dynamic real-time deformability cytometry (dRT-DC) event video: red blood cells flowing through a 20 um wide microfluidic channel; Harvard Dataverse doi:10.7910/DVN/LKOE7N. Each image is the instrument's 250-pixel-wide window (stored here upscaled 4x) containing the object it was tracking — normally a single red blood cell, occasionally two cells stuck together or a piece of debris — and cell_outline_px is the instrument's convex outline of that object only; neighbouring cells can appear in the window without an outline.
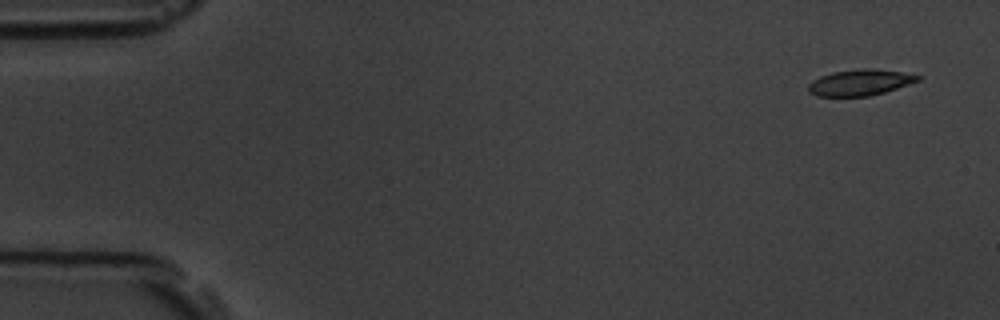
{"species": "common noctule bat (a hibernating species)", "species_latin": "Nyctalus noctula", "temperature_condition": "room temperature", "stored_images_in_passage": 5, "camera_frame_rate_fps": 3000, "um_per_image_px": 0.085, "animal": {"sex": "male", "body_mass_g": 19.5, "forearm_length_mm": 54.6}, "frame": {"image": 1, "passage_image": 1, "time_ms": 0.0, "image_size_px": [1000, 320], "cell_outline_px": [[924, 76], [920, 80], [884, 92], [868, 96], [816, 96], [808, 92], [808, 84], [812, 80], [820, 76], [832, 72], [864, 68], [872, 68], [900, 72]], "centroid_in_image_um": [73.08, 7.01], "position_along_channel_um": 11.9, "area_um2": 16.59}}
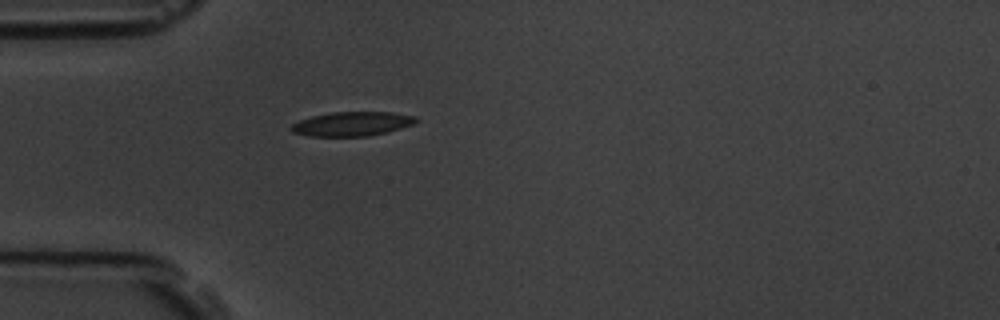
{"frame": {"image": 2, "passage_image": 5, "time_ms": 4.333, "image_size_px": [1000, 320], "cell_outline_px": [[420, 120], [412, 124], [400, 128], [368, 136], [308, 136], [292, 132], [288, 128], [292, 124], [300, 120], [312, 116], [332, 112], [392, 112], [416, 116]], "centroid_in_image_um": [29.9, 10.52], "position_along_channel_um": 55.1, "area_um2": 17.57}}